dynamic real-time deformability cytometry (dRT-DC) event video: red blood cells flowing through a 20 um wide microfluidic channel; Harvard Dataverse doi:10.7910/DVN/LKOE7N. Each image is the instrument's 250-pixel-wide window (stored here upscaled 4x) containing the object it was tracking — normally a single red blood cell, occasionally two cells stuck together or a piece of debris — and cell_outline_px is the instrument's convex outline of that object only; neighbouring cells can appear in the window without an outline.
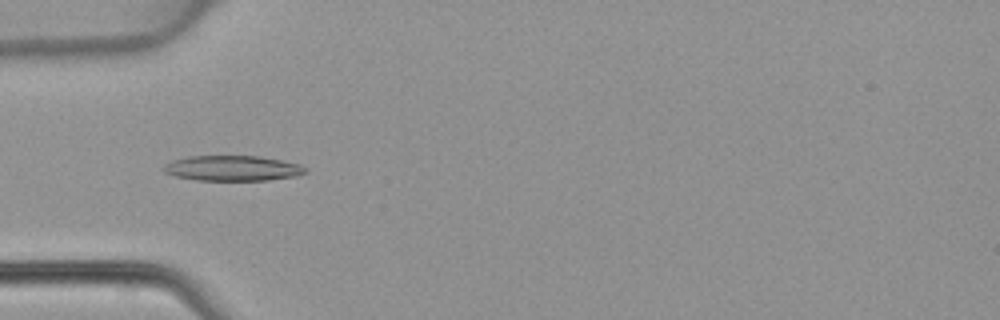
{"species": "common noctule bat (a hibernating species)", "species_latin": "Nyctalus noctula", "temperature_condition": "warm", "stored_images_in_passage": 34, "camera_frame_rate_fps": 3000, "um_per_image_px": 0.085, "animal": {"sex": "female", "body_mass_g": 22.7, "forearm_length_mm": 54.2}, "frame": {"image": 1, "passage_image": 2, "time_ms": 0.333, "image_size_px": [1000, 320], "cell_outline_px": [[308, 172], [296, 176], [268, 180], [196, 180], [176, 176], [164, 172], [160, 168], [164, 164], [172, 160], [188, 156], [260, 156], [300, 164], [308, 168]], "centroid_in_image_um": [19.76, 14.29], "position_along_channel_um": 65.2, "area_um2": 21.04}}
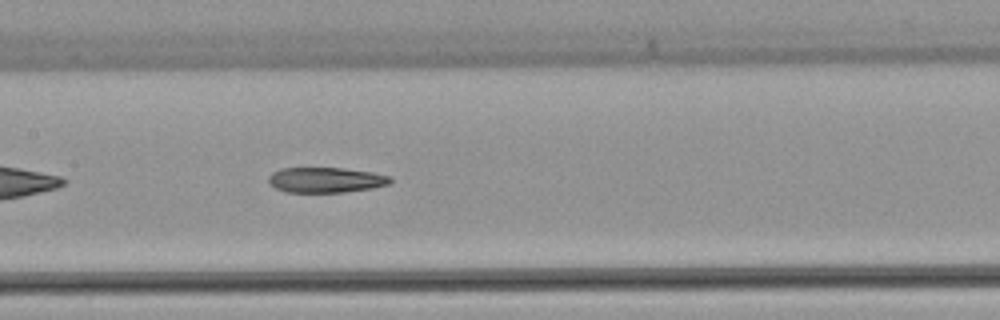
{"frame": {"image": 2, "passage_image": 10, "time_ms": 3.0, "image_size_px": [1000, 320], "cell_outline_px": [[392, 180], [388, 184], [372, 188], [344, 192], [284, 192], [276, 188], [268, 180], [268, 176], [272, 172], [280, 168], [344, 168], [372, 172], [388, 176]], "centroid_in_image_um": [27.66, 15.29], "position_along_channel_um": 179.7, "area_um2": 17.86}}
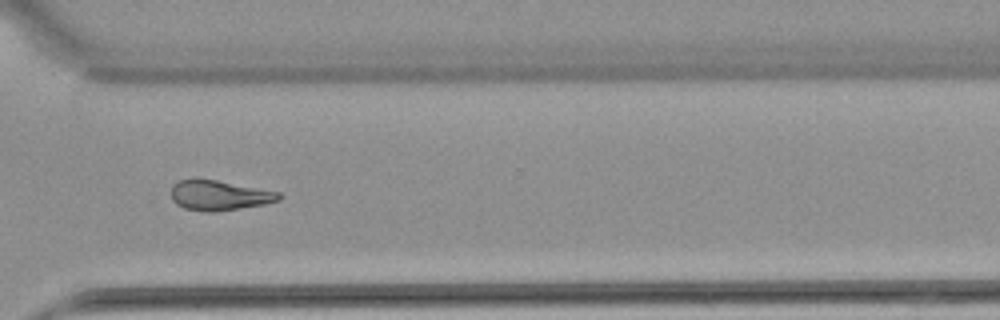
{"frame": {"image": 3, "passage_image": 22, "time_ms": 7.0, "image_size_px": [1000, 320], "cell_outline_px": [[284, 196], [280, 200], [264, 204], [216, 212], [204, 212], [184, 208], [176, 204], [172, 200], [172, 184], [180, 180], [196, 176], [280, 192]], "centroid_in_image_um": [18.61, 16.58], "position_along_channel_um": 352.0, "area_um2": 19.31}}